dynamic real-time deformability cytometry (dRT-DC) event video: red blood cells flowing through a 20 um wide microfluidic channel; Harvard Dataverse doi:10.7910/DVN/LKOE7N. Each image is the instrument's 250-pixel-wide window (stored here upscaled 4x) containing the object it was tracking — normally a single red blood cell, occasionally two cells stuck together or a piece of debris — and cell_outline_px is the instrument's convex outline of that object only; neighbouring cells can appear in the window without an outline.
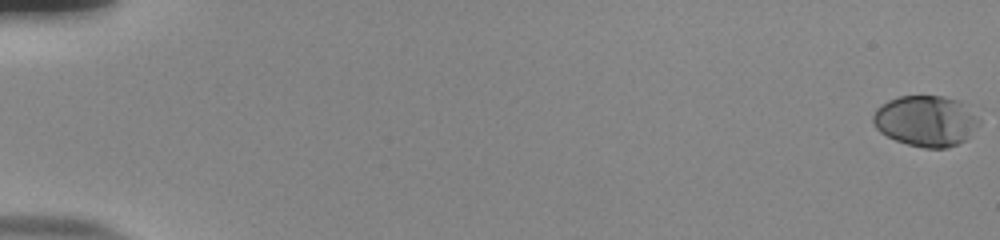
{"species": "human", "species_latin": "Homo sapiens", "temperature_condition": "room temperature", "stored_images_in_passage": 57, "camera_frame_rate_fps": 3000, "um_per_image_px": 0.085, "donor": {"sex": "male"}, "frame": {"image": 1, "passage_image": 1, "time_ms": 0.0, "image_size_px": [1000, 240], "cell_outline_px": [[980, 124], [964, 140], [948, 148], [924, 148], [908, 144], [896, 140], [880, 132], [876, 128], [872, 120], [872, 116], [876, 108], [880, 104], [888, 100], [900, 96], [944, 96], [960, 100], [980, 120]], "centroid_in_image_um": [78.67, 10.27], "position_along_channel_um": 6.3, "area_um2": 31.39}}
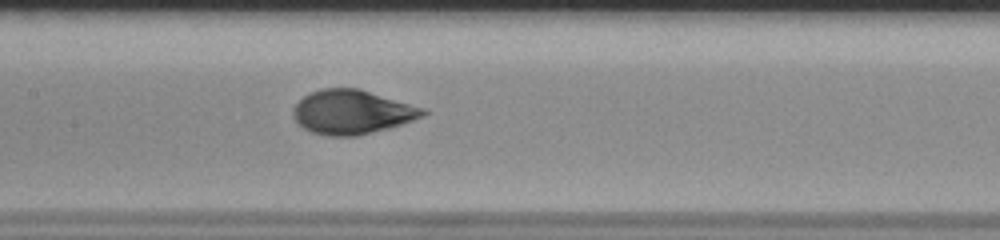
{"frame": {"image": 2, "passage_image": 30, "time_ms": 9.667, "image_size_px": [1000, 240], "cell_outline_px": [[428, 112], [424, 116], [388, 128], [356, 136], [328, 136], [312, 132], [304, 128], [292, 116], [292, 108], [304, 96], [320, 88], [360, 88], [424, 108]], "centroid_in_image_um": [29.91, 9.51], "position_along_channel_um": 177.5, "area_um2": 33.23}}
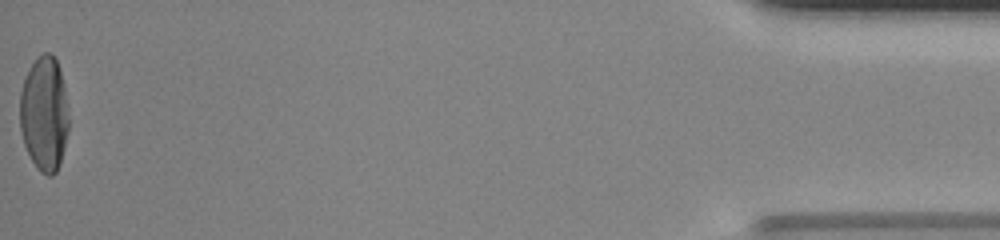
{"frame": {"image": 3, "passage_image": 57, "time_ms": 18.667, "image_size_px": [1000, 240], "cell_outline_px": [[68, 128], [64, 148], [60, 164], [56, 172], [52, 176], [48, 176], [40, 172], [36, 168], [24, 144], [20, 132], [20, 92], [24, 80], [32, 64], [44, 52], [48, 52], [56, 60], [60, 72], [64, 88], [68, 116]], "centroid_in_image_um": [3.75, 9.73], "position_along_channel_um": 431.5, "area_um2": 32.37}, "authors_computed_cell_mechanics": {"area_um2": 32.0212, "velocity_mm_per_s": 3.7814, "shape_relaxation_time_tau1_ms": 3.8327, "shape_relaxation_time_tau2_ms": null, "deformation_change_tau1": 0.2004, "deformation_change_tau2": null}}